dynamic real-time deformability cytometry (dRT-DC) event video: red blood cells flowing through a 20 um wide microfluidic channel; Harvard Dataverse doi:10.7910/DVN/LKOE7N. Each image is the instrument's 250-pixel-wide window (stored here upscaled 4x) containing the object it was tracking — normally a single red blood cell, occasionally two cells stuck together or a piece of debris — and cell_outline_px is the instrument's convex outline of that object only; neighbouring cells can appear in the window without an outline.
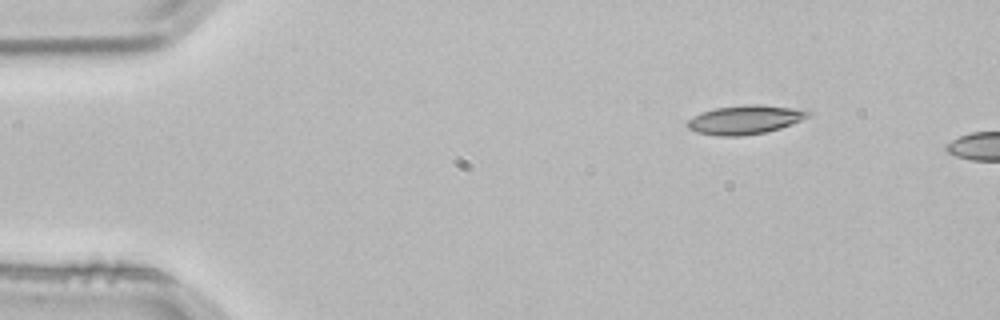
{"species": "common noctule bat (a hibernating species)", "species_latin": "Nyctalus noctula", "temperature_condition": "room temperature", "stored_images_in_passage": 4, "segment_of_instrument_passage": [2, 2], "camera_frame_rate_fps": 3000, "um_per_image_px": 0.085, "animal": {"sex": "male", "body_mass_g": 21.5, "forearm_length_mm": 52.0}, "frame": {"image": 1, "passage_image": 4, "time_ms": 1.0, "image_size_px": [1000, 320], "cell_outline_px": [[812, 116], [792, 124], [780, 128], [764, 132], [744, 136], [720, 136], [696, 132], [688, 128], [684, 124], [692, 116], [716, 108], [748, 104], [760, 104], [792, 108], [812, 112]], "centroid_in_image_um": [63.33, 10.18], "position_along_channel_um": 21.7, "area_um2": 20.35}}